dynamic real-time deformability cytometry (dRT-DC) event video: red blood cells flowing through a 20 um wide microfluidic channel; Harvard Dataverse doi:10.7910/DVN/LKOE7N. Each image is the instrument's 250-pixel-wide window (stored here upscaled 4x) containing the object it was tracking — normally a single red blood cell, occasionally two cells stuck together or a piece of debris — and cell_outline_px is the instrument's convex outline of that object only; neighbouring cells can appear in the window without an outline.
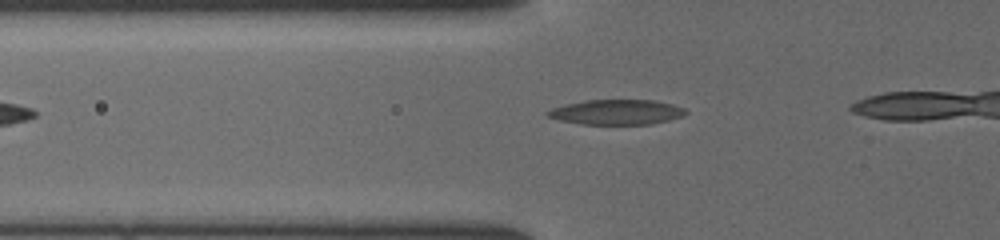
{"species": "common noctule bat (a hibernating species)", "species_latin": "Nyctalus noctula", "temperature_condition": "cold", "stored_images_in_passage": 22, "camera_frame_rate_fps": 3000, "um_per_image_px": 0.085, "animal": {"sex": "female", "body_mass_g": 19.5, "forearm_length_mm": 54.1}, "frame": {"image": 1, "passage_image": 2, "time_ms": 0.333, "image_size_px": [1000, 240], "cell_outline_px": [[688, 112], [684, 116], [652, 124], [580, 124], [560, 120], [548, 116], [544, 112], [552, 108], [564, 104], [588, 100], [656, 100], [672, 104], [684, 108]], "centroid_in_image_um": [52.42, 9.52], "position_along_channel_um": 73.4, "area_um2": 20.17}}
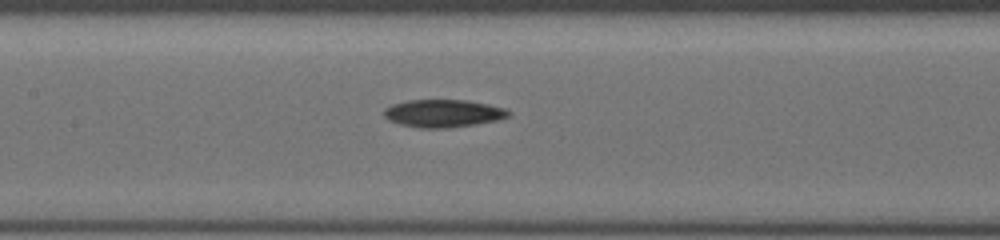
{"frame": {"image": 2, "passage_image": 9, "time_ms": 2.667, "image_size_px": [1000, 240], "cell_outline_px": [[512, 112], [508, 116], [496, 120], [476, 124], [448, 128], [420, 128], [400, 124], [388, 120], [384, 116], [384, 108], [392, 104], [408, 100], [468, 100], [488, 104], [504, 108]], "centroid_in_image_um": [37.65, 9.63], "position_along_channel_um": 169.7, "area_um2": 20.11}}
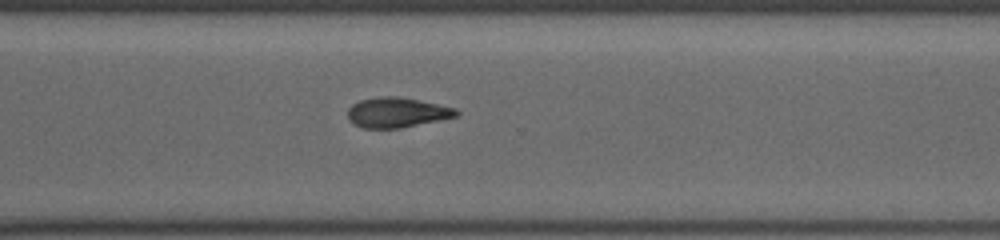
{"frame": {"image": 3, "passage_image": 21, "time_ms": 6.667, "image_size_px": [1000, 240], "cell_outline_px": [[460, 112], [456, 116], [400, 128], [364, 128], [348, 120], [348, 108], [352, 104], [360, 100], [380, 96], [400, 96], [456, 108]], "centroid_in_image_um": [33.71, 9.55], "position_along_channel_um": 336.9, "area_um2": 18.84}}